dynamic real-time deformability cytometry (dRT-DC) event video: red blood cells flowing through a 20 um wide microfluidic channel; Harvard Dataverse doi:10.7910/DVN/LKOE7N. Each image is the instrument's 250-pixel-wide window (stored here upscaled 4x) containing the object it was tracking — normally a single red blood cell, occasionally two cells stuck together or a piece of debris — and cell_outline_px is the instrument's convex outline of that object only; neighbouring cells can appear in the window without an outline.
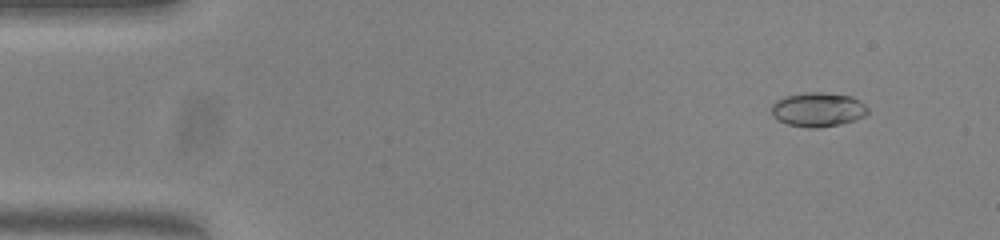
{"species": "common noctule bat (a hibernating species)", "species_latin": "Nyctalus noctula", "temperature_condition": "warm", "stored_images_in_passage": 50, "camera_frame_rate_fps": 3000, "um_per_image_px": 0.085, "animal": {"sex": "female", "body_mass_g": 23.0, "forearm_length_mm": 53.4}, "frame": {"image": 1, "passage_image": 1, "time_ms": 0.0, "image_size_px": [1000, 240], "cell_outline_px": [[868, 112], [864, 116], [840, 124], [820, 128], [808, 128], [788, 124], [772, 116], [772, 104], [776, 100], [784, 96], [808, 92], [824, 92], [852, 96], [860, 100], [868, 108]], "centroid_in_image_um": [69.52, 9.3], "position_along_channel_um": 15.5, "area_um2": 19.25}}
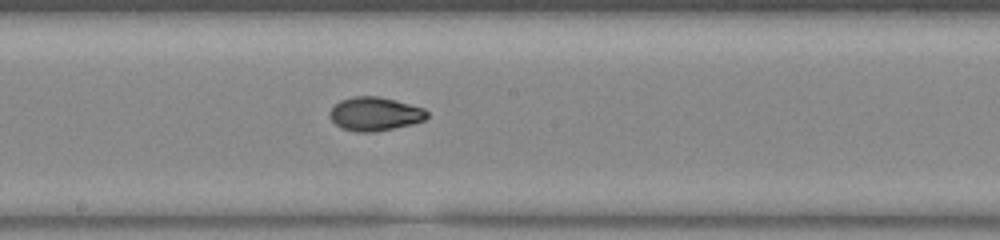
{"frame": {"image": 2, "passage_image": 25, "time_ms": 8.0, "image_size_px": [1000, 240], "cell_outline_px": [[428, 116], [424, 120], [412, 124], [372, 132], [356, 132], [340, 128], [332, 120], [328, 112], [340, 100], [352, 96], [376, 96], [396, 100], [424, 108], [428, 112]], "centroid_in_image_um": [31.85, 9.68], "position_along_channel_um": 216.3, "area_um2": 19.07}}
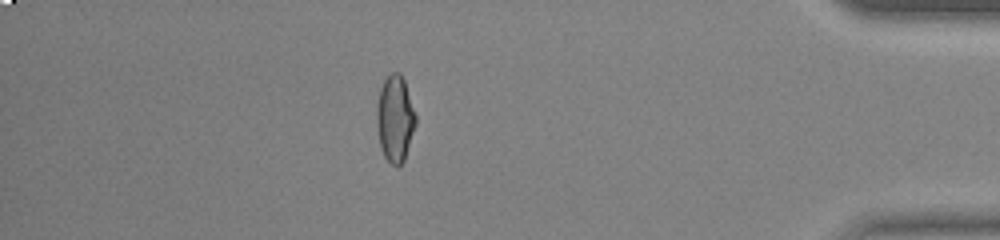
{"frame": {"image": 3, "passage_image": 43, "time_ms": 14.0, "image_size_px": [1000, 240], "cell_outline_px": [[416, 124], [404, 160], [396, 168], [384, 156], [380, 148], [376, 120], [376, 108], [380, 88], [384, 80], [392, 72], [400, 72], [404, 80], [416, 116]], "centroid_in_image_um": [33.57, 10.09], "position_along_channel_um": 401.6, "area_um2": 19.59}}